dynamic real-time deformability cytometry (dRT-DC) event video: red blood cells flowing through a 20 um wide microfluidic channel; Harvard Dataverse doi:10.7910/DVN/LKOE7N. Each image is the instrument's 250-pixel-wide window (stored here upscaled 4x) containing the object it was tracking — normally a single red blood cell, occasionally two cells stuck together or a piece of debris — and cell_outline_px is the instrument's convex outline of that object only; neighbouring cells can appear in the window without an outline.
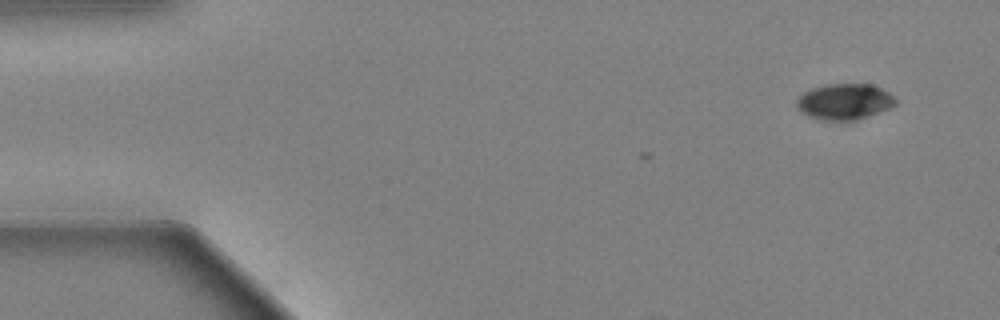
{"species": "Egyptian fruit bat (a non-hibernating species)", "species_latin": "Rousettus aegyptiacus", "temperature_condition": "warm", "stored_images_in_passage": 7, "camera_frame_rate_fps": 3000, "um_per_image_px": 0.085, "animal": {"sex": "female"}, "frame": {"image": 1, "passage_image": 1, "time_ms": 0.0, "image_size_px": [1000, 320], "cell_outline_px": [[896, 104], [888, 108], [856, 120], [820, 120], [808, 116], [800, 112], [796, 108], [796, 100], [804, 92], [812, 88], [828, 84], [872, 84], [888, 92], [896, 100]], "centroid_in_image_um": [71.73, 8.64], "position_along_channel_um": 13.3, "area_um2": 20.58}}